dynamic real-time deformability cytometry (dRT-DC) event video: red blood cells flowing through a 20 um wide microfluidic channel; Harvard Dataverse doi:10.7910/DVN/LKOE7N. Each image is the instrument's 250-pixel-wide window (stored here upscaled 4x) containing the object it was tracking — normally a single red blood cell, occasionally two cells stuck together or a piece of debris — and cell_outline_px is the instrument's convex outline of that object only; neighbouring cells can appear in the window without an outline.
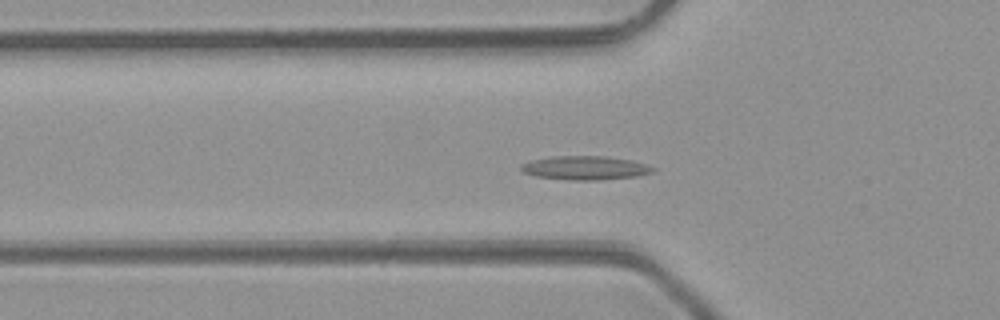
{"species": "common noctule bat (a hibernating species)", "species_latin": "Nyctalus noctula", "temperature_condition": "room temperature", "stored_images_in_passage": 38, "camera_frame_rate_fps": 3000, "um_per_image_px": 0.085, "animal": {"sex": "male", "body_mass_g": 23.1, "forearm_length_mm": 52.7}, "frame": {"image": 1, "passage_image": 6, "time_ms": 1.667, "image_size_px": [1000, 320], "cell_outline_px": [[656, 172], [636, 176], [596, 180], [568, 180], [536, 176], [524, 172], [520, 168], [520, 164], [532, 160], [552, 156], [604, 156], [632, 160], [656, 168]], "centroid_in_image_um": [49.75, 14.27], "position_along_channel_um": 76.1, "area_um2": 18.26}}
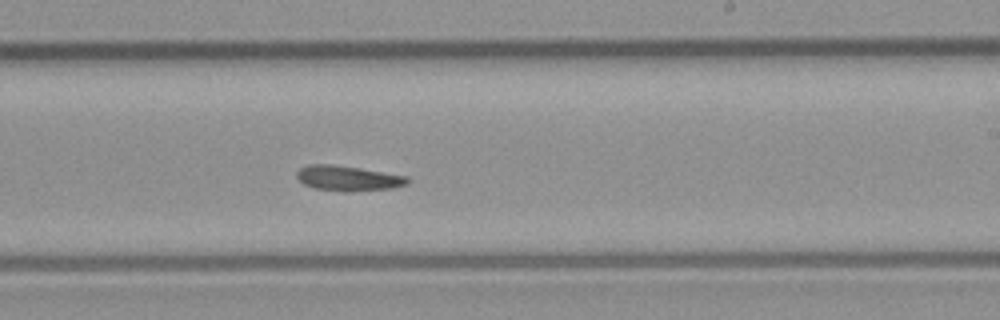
{"frame": {"image": 2, "passage_image": 19, "time_ms": 6.0, "image_size_px": [1000, 320], "cell_outline_px": [[412, 180], [408, 184], [392, 188], [344, 192], [312, 188], [304, 184], [296, 176], [296, 172], [300, 168], [308, 164], [332, 164], [360, 168], [408, 176]], "centroid_in_image_um": [29.59, 15.15], "position_along_channel_um": 259.4, "area_um2": 16.42}}
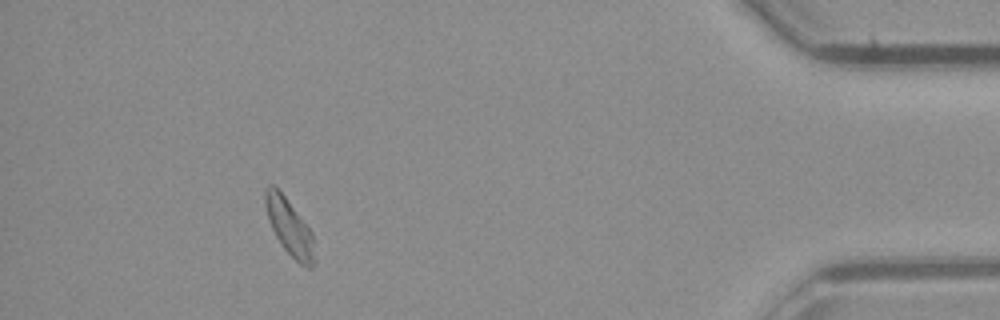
{"frame": {"image": 3, "passage_image": 34, "time_ms": 11.0, "image_size_px": [1000, 320], "cell_outline_px": [[316, 264], [312, 268], [308, 268], [300, 264], [280, 244], [272, 228], [264, 204], [264, 188], [268, 184], [272, 184], [284, 196], [312, 232]], "centroid_in_image_um": [24.61, 19.33], "position_along_channel_um": 410.6, "area_um2": 16.01}, "authors_computed_cell_mechanics": {"area_um2": 16.1262, "velocity_mm_per_s": 4.2121, "shape_relaxation_time_tau1_ms": null, "shape_relaxation_time_tau2_ms": 7.1332, "deformation_change_tau1": null, "deformation_change_tau2": 0.1683}}